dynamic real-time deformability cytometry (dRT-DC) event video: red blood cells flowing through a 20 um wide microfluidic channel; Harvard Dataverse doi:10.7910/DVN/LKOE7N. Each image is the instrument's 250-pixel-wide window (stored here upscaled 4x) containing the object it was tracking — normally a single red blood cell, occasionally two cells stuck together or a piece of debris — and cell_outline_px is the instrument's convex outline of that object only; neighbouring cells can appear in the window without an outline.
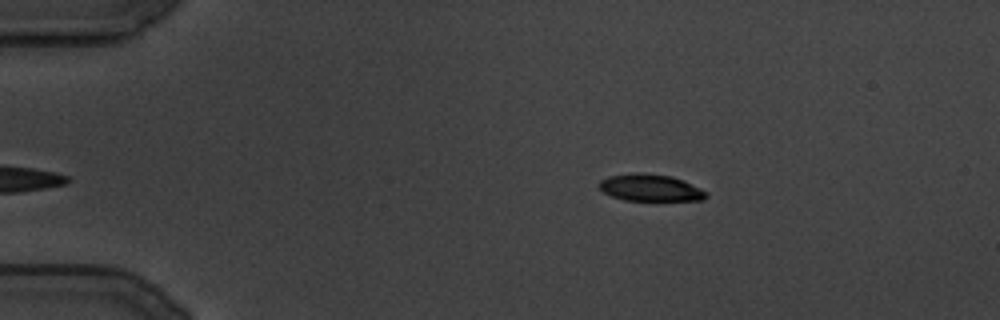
{"species": "common noctule bat (a hibernating species)", "species_latin": "Nyctalus noctula", "temperature_condition": "cold", "stored_images_in_passage": 87, "camera_frame_rate_fps": 3000, "um_per_image_px": 0.085, "animal": {"sex": "male", "body_mass_g": 19.5, "forearm_length_mm": 54.6}, "frame": {"image": 1, "passage_image": 5, "time_ms": 1.333, "image_size_px": [1000, 320], "cell_outline_px": [[708, 196], [704, 200], [624, 200], [612, 196], [604, 192], [600, 188], [600, 180], [608, 176], [636, 172], [644, 172], [672, 176], [684, 180], [708, 192]], "centroid_in_image_um": [55.31, 15.94], "position_along_channel_um": 29.7, "area_um2": 16.88}}
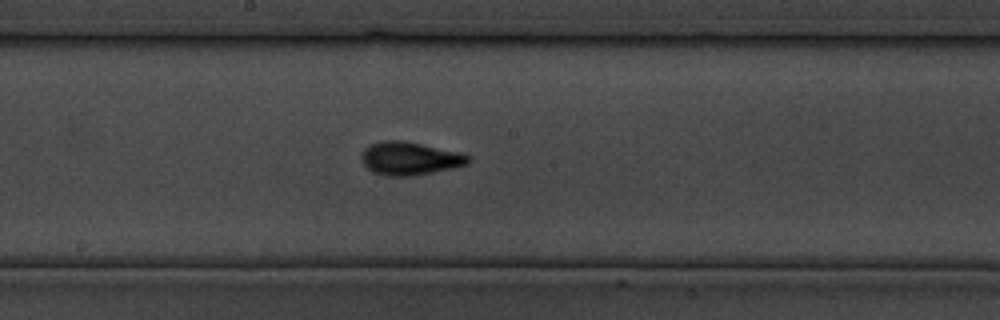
{"frame": {"image": 2, "passage_image": 50, "time_ms": 16.333, "image_size_px": [1000, 320], "cell_outline_px": [[472, 160], [468, 164], [452, 168], [412, 176], [388, 176], [372, 172], [360, 160], [360, 156], [364, 148], [368, 144], [380, 140], [404, 140], [456, 152], [468, 156]], "centroid_in_image_um": [34.76, 13.46], "position_along_channel_um": 213.4, "area_um2": 20.63}}
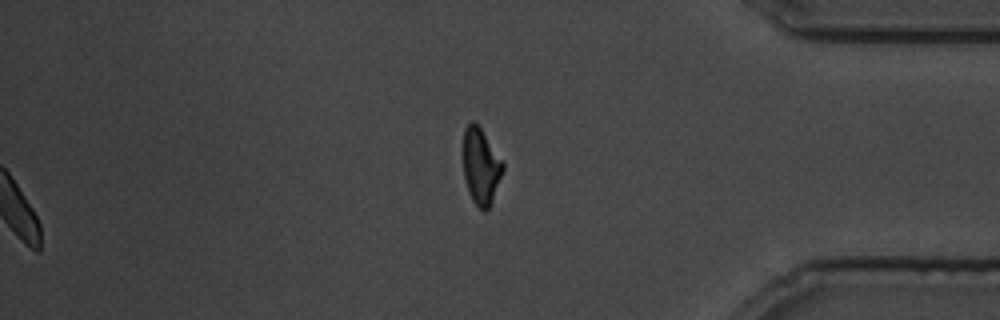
{"frame": {"image": 3, "passage_image": 87, "time_ms": 28.667, "image_size_px": [1000, 320], "cell_outline_px": [[504, 168], [492, 200], [488, 208], [484, 212], [472, 200], [468, 192], [464, 180], [464, 128], [472, 120], [480, 128], [504, 164]], "centroid_in_image_um": [40.86, 14.16], "position_along_channel_um": 394.3, "area_um2": 17.17}}